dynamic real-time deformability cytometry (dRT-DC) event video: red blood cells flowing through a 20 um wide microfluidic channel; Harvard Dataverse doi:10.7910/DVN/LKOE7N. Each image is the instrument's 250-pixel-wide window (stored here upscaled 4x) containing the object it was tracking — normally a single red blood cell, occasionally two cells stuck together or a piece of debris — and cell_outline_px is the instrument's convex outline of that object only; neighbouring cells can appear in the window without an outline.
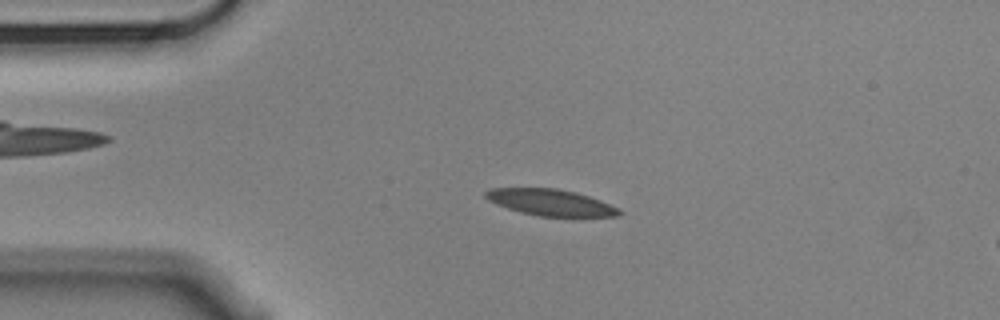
{"species": "Egyptian fruit bat (a non-hibernating species)", "species_latin": "Rousettus aegyptiacus", "temperature_condition": "cold", "stored_images_in_passage": 56, "camera_frame_rate_fps": 3000, "um_per_image_px": 0.085, "animal": {"sex": "male"}, "frame": {"image": 1, "passage_image": 12, "time_ms": 3.667, "image_size_px": [1000, 320], "cell_outline_px": [[624, 212], [620, 216], [540, 216], [520, 212], [496, 204], [488, 200], [484, 196], [484, 192], [492, 188], [556, 188], [576, 192], [600, 200], [620, 208]], "centroid_in_image_um": [46.82, 17.2], "position_along_channel_um": 38.2, "area_um2": 20.52}}
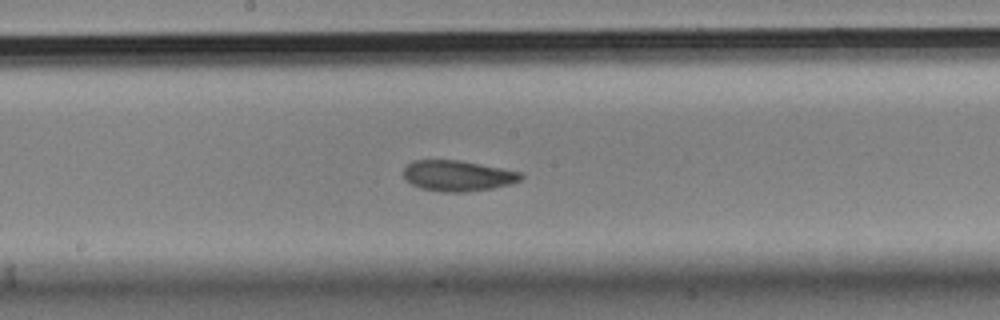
{"frame": {"image": 2, "passage_image": 29, "time_ms": 9.333, "image_size_px": [1000, 320], "cell_outline_px": [[524, 176], [520, 180], [508, 184], [492, 188], [464, 192], [444, 192], [420, 188], [404, 180], [404, 168], [412, 160], [460, 160], [520, 172]], "centroid_in_image_um": [38.86, 14.94], "position_along_channel_um": 209.3, "area_um2": 20.87}}
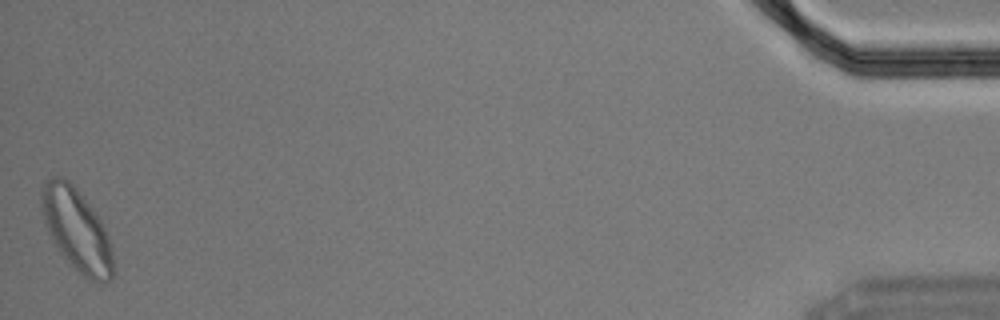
{"frame": {"image": 3, "passage_image": 56, "time_ms": 18.333, "image_size_px": [1000, 320], "cell_outline_px": [[112, 280], [88, 280], [56, 248], [48, 232], [40, 208], [40, 192], [44, 180], [52, 176], [60, 176], [68, 180], [72, 184], [100, 216], [112, 244]], "centroid_in_image_um": [6.49, 19.46], "position_along_channel_um": 428.7, "area_um2": 34.39}, "authors_computed_cell_mechanics": {"area_um2": 21.3282, "velocity_mm_per_s": 3.4955, "shape_relaxation_time_tau1_ms": 5.6319, "shape_relaxation_time_tau2_ms": 2.7225, "deformation_change_tau1": 0.1276, "deformation_change_tau2": 0.0757}}